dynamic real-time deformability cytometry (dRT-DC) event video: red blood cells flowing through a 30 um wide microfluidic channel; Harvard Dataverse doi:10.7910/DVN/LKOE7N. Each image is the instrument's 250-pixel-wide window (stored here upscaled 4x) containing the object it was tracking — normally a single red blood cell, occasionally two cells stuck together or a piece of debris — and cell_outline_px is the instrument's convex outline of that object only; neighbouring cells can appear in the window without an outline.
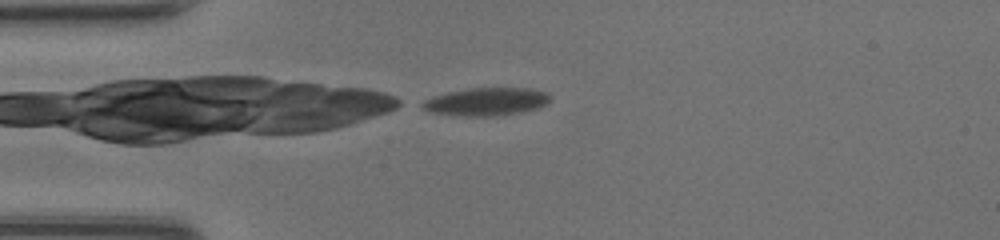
{"species": "common noctule bat (a hibernating species)", "species_latin": "Nyctalus noctula", "temperature_condition": "room temperature", "stored_images_in_passage": 39, "camera_frame_rate_fps": 3000, "um_per_image_px": 0.085, "animal": {"sex": "female", "body_mass_g": 20.0, "forearm_length_mm": 54.0}, "frame": {"image": 1, "passage_image": 1, "time_ms": 0.0, "image_size_px": [1000, 240], "cell_outline_px": [[552, 96], [548, 104], [540, 108], [520, 112], [496, 116], [452, 116], [432, 112], [420, 108], [416, 104], [424, 100], [448, 92], [472, 88], [528, 88], [548, 92]], "centroid_in_image_um": [41.34, 8.65], "position_along_channel_um": 43.7, "area_um2": 21.15}}
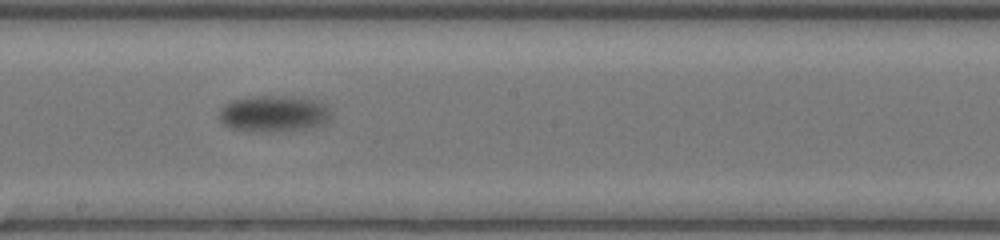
{"frame": {"image": 2, "passage_image": 16, "time_ms": 5.0, "image_size_px": [1000, 240], "cell_outline_px": [[332, 116], [324, 124], [308, 128], [288, 132], [252, 132], [232, 128], [224, 124], [220, 120], [220, 108], [224, 104], [232, 100], [252, 96], [280, 96], [316, 100], [324, 104], [332, 112]], "centroid_in_image_um": [23.28, 9.69], "position_along_channel_um": 224.9, "area_um2": 24.04}}
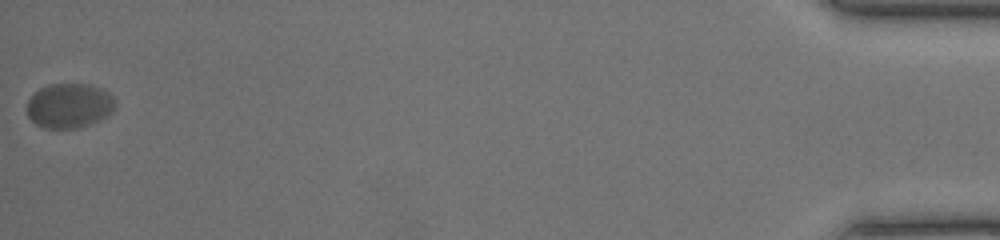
{"frame": {"image": 3, "passage_image": 39, "time_ms": 12.667, "image_size_px": [1000, 240], "cell_outline_px": [[116, 108], [108, 116], [100, 120], [80, 128], [44, 128], [36, 124], [28, 116], [28, 100], [40, 88], [48, 84], [88, 84], [100, 88], [108, 92], [116, 100]], "centroid_in_image_um": [5.93, 8.99], "position_along_channel_um": 429.3, "area_um2": 23.12}, "authors_computed_cell_mechanics": {"area_um2": 22.5998, "velocity_mm_per_s": 4.0412, "shape_relaxation_time_tau1_ms": 6.4546, "shape_relaxation_time_tau2_ms": null, "deformation_change_tau1": 0.2128, "deformation_change_tau2": null}}